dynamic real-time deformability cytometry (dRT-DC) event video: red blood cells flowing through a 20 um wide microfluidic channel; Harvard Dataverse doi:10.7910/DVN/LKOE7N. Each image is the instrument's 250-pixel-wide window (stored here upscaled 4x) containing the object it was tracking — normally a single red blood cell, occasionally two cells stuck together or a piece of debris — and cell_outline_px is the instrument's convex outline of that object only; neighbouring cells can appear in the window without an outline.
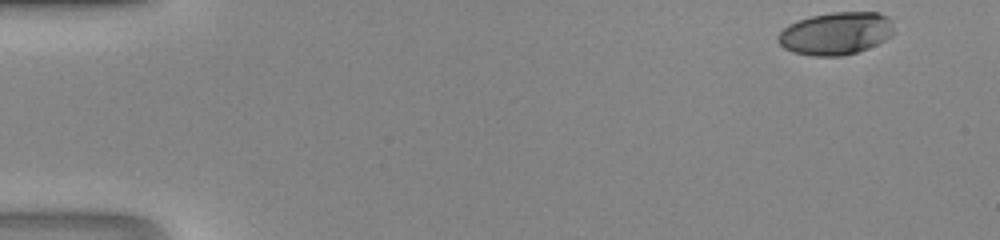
{"species": "human", "species_latin": "Homo sapiens", "temperature_condition": "room temperature", "stored_images_in_passage": 45, "camera_frame_rate_fps": 3000, "um_per_image_px": 0.085, "donor": {"sex": "male"}, "frame": {"image": 1, "passage_image": 1, "time_ms": 0.0, "image_size_px": [1000, 240], "cell_outline_px": [[892, 36], [876, 44], [856, 52], [840, 56], [812, 56], [792, 52], [784, 48], [776, 40], [776, 36], [788, 24], [812, 16], [832, 12], [880, 12], [888, 16], [892, 28]], "centroid_in_image_um": [71.01, 2.84], "position_along_channel_um": 14.0, "area_um2": 28.67}}
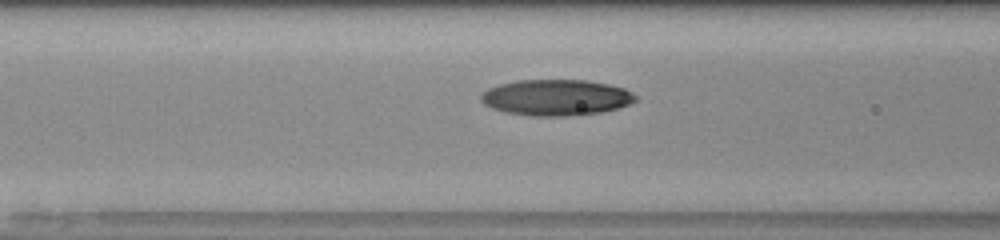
{"frame": {"image": 2, "passage_image": 18, "time_ms": 5.667, "image_size_px": [1000, 240], "cell_outline_px": [[636, 100], [628, 104], [616, 108], [600, 112], [564, 116], [532, 116], [504, 112], [492, 108], [484, 104], [480, 100], [480, 92], [488, 88], [500, 84], [516, 80], [584, 80], [608, 84], [624, 88], [632, 92], [636, 96]], "centroid_in_image_um": [47.21, 8.28], "position_along_channel_um": 119.4, "area_um2": 32.43}}
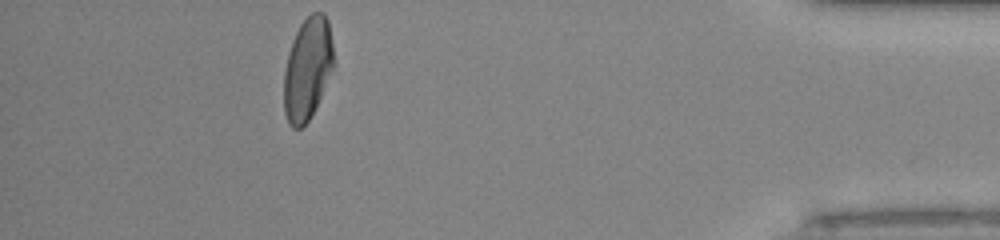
{"frame": {"image": 3, "passage_image": 41, "time_ms": 13.333, "image_size_px": [1000, 240], "cell_outline_px": [[332, 68], [320, 96], [308, 120], [300, 128], [292, 128], [288, 124], [284, 112], [284, 72], [288, 52], [292, 40], [300, 24], [312, 12], [324, 12], [328, 20], [332, 44]], "centroid_in_image_um": [26.1, 5.82], "position_along_channel_um": 409.1, "area_um2": 29.13}}